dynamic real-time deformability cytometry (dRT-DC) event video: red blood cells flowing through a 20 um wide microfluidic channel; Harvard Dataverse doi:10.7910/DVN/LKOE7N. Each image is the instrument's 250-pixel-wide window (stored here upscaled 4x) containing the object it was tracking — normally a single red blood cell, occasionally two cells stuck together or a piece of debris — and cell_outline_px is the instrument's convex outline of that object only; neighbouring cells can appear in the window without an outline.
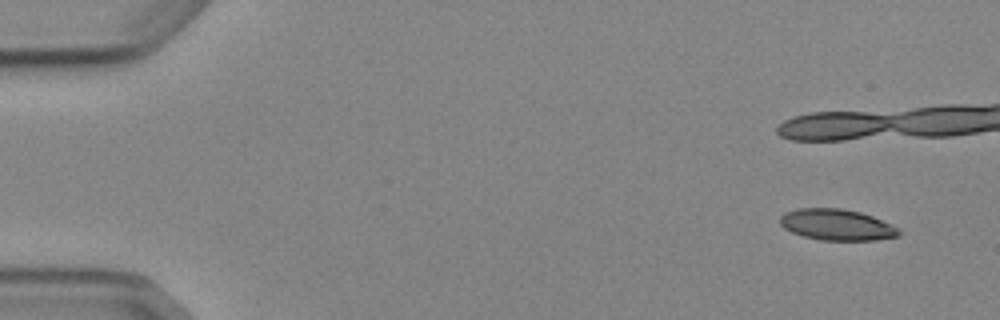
{"species": "Egyptian fruit bat (a non-hibernating species)", "species_latin": "Rousettus aegyptiacus", "temperature_condition": "cold", "stored_images_in_passage": 6, "camera_frame_rate_fps": 3000, "um_per_image_px": 0.085, "animal": {"sex": "female"}, "frame": {"image": 1, "passage_image": 1, "time_ms": 0.0, "image_size_px": [1000, 320], "cell_outline_px": [[900, 236], [872, 240], [820, 240], [804, 236], [792, 232], [784, 228], [780, 224], [780, 216], [784, 212], [796, 208], [840, 208], [860, 212], [872, 216], [892, 224], [900, 232]], "centroid_in_image_um": [71.1, 19.09], "position_along_channel_um": 13.9, "area_um2": 21.56}}
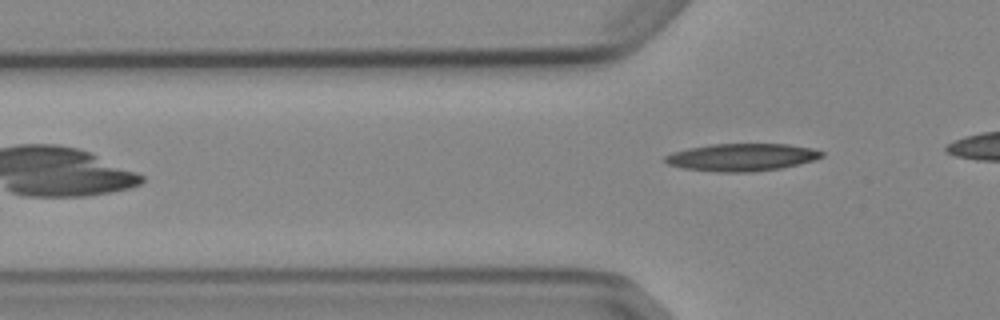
{"frame": {"image": 2, "passage_image": 6, "time_ms": 6.0, "image_size_px": [1000, 320], "cell_outline_px": [[824, 156], [800, 164], [780, 168], [752, 172], [716, 172], [684, 168], [668, 164], [664, 160], [664, 156], [672, 152], [688, 148], [712, 144], [788, 144], [812, 148], [824, 152]], "centroid_in_image_um": [63.05, 13.36], "position_along_channel_um": 62.8, "area_um2": 25.09}}